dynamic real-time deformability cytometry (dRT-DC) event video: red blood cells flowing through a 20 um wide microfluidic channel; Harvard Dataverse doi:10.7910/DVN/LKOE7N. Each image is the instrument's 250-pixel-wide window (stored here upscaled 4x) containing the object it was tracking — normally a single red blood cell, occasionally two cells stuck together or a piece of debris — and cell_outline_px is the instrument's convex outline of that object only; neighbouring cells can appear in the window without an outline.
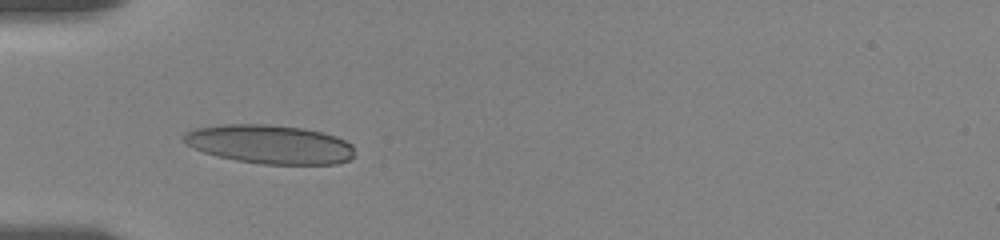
{"species": "human", "species_latin": "Homo sapiens", "temperature_condition": "room temperature", "stored_images_in_passage": 31, "camera_frame_rate_fps": 3000, "um_per_image_px": 0.085, "donor": {"sex": "female"}, "frame": {"image": 1, "passage_image": 1, "time_ms": 0.0, "image_size_px": [1000, 240], "cell_outline_px": [[356, 156], [348, 160], [336, 164], [264, 164], [236, 160], [204, 152], [192, 148], [184, 144], [184, 136], [188, 132], [196, 128], [224, 124], [272, 124], [304, 128], [336, 136], [352, 144]], "centroid_in_image_um": [22.97, 12.26], "position_along_channel_um": 62.0, "area_um2": 38.73}}
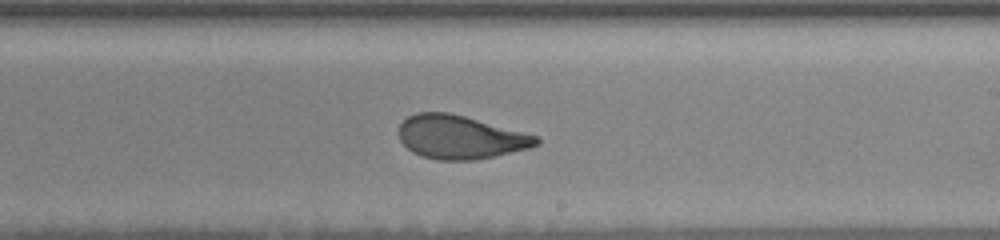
{"frame": {"image": 2, "passage_image": 18, "time_ms": 5.333, "image_size_px": [1000, 240], "cell_outline_px": [[540, 144], [528, 148], [492, 156], [472, 160], [436, 160], [420, 156], [412, 152], [400, 140], [400, 124], [408, 116], [416, 112], [448, 112], [464, 116], [540, 136]], "centroid_in_image_um": [39.12, 11.65], "position_along_channel_um": 249.9, "area_um2": 34.68}}
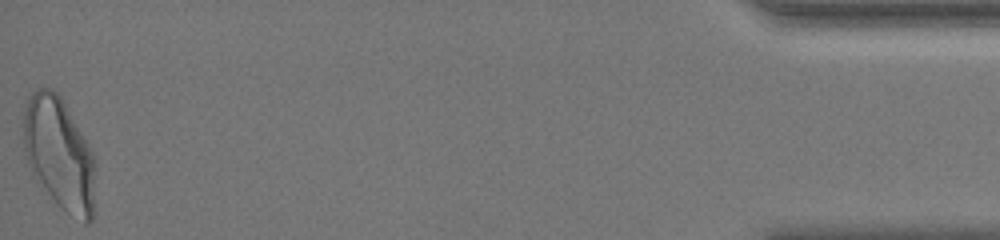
{"frame": {"image": 3, "passage_image": 31, "time_ms": 12.667, "image_size_px": [1000, 240], "cell_outline_px": [[92, 220], [88, 224], [84, 224], [64, 212], [32, 172], [28, 164], [24, 152], [20, 112], [28, 96], [36, 88], [52, 88], [64, 100], [92, 152]], "centroid_in_image_um": [4.94, 12.97], "position_along_channel_um": 430.3, "area_um2": 46.88}, "authors_computed_cell_mechanics": {"area_um2": 35.547, "velocity_mm_per_s": 3.597, "shape_relaxation_time_tau1_ms": 5.0688, "shape_relaxation_time_tau2_ms": 1.2799, "deformation_change_tau1": 0.1735, "deformation_change_tau2": 0.0826}}